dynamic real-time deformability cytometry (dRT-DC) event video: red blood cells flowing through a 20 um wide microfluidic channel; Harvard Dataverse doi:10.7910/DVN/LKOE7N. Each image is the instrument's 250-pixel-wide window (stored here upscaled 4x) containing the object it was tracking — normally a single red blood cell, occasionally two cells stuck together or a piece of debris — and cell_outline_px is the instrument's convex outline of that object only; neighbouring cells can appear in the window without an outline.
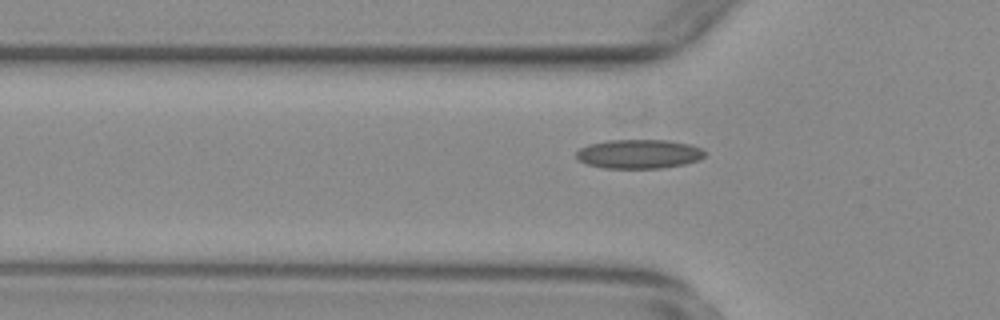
{"species": "common noctule bat (a hibernating species)", "species_latin": "Nyctalus noctula", "temperature_condition": "warm", "stored_images_in_passage": 12, "camera_frame_rate_fps": 3000, "um_per_image_px": 0.085, "animal": {"sex": "female", "body_mass_g": 29.2, "forearm_length_mm": 56.3}, "frame": {"image": 1, "passage_image": 9, "time_ms": 2.667, "image_size_px": [1000, 320], "cell_outline_px": [[704, 156], [700, 160], [684, 164], [660, 168], [604, 168], [588, 164], [580, 160], [576, 156], [576, 152], [580, 148], [588, 144], [608, 140], [668, 140], [688, 144], [700, 148], [704, 152]], "centroid_in_image_um": [54.3, 13.08], "position_along_channel_um": 71.5, "area_um2": 21.68}}